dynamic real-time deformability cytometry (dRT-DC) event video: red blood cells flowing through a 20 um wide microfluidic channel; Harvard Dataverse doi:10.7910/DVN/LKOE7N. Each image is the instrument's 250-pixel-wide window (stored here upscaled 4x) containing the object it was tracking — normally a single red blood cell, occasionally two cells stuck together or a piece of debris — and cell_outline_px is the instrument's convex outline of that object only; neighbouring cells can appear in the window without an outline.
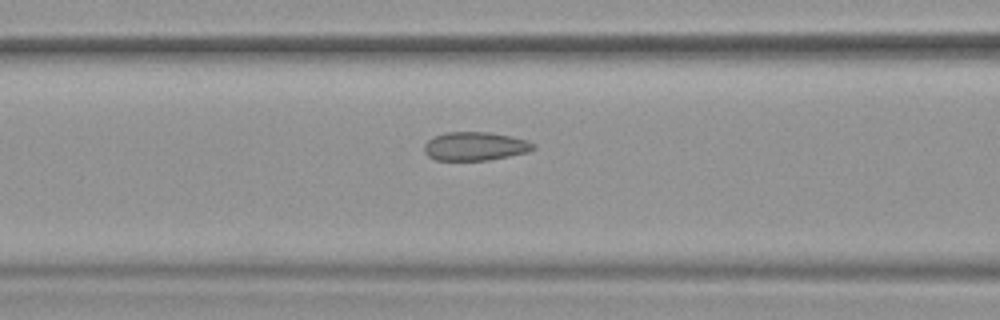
{"species": "common noctule bat (a hibernating species)", "species_latin": "Nyctalus noctula", "temperature_condition": "warm", "stored_images_in_passage": 37, "camera_frame_rate_fps": 3000, "um_per_image_px": 0.085, "animal": {"sex": "female", "body_mass_g": 19.9}, "frame": {"image": 1, "passage_image": 16, "time_ms": 5.0, "image_size_px": [1000, 320], "cell_outline_px": [[536, 148], [528, 152], [488, 160], [436, 160], [428, 156], [424, 152], [424, 144], [432, 136], [448, 132], [488, 132], [512, 136], [528, 140], [536, 144]], "centroid_in_image_um": [40.39, 12.42], "position_along_channel_um": 126.2, "area_um2": 18.32}}
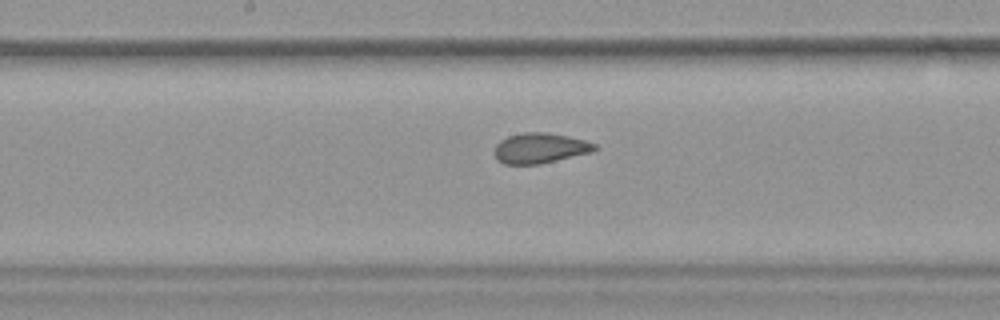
{"frame": {"image": 2, "passage_image": 22, "time_ms": 7.0, "image_size_px": [1000, 320], "cell_outline_px": [[596, 148], [592, 152], [540, 164], [504, 164], [496, 160], [492, 152], [496, 144], [500, 140], [508, 136], [524, 132], [544, 132], [568, 136], [584, 140], [596, 144]], "centroid_in_image_um": [45.84, 12.59], "position_along_channel_um": 202.4, "area_um2": 17.8}}